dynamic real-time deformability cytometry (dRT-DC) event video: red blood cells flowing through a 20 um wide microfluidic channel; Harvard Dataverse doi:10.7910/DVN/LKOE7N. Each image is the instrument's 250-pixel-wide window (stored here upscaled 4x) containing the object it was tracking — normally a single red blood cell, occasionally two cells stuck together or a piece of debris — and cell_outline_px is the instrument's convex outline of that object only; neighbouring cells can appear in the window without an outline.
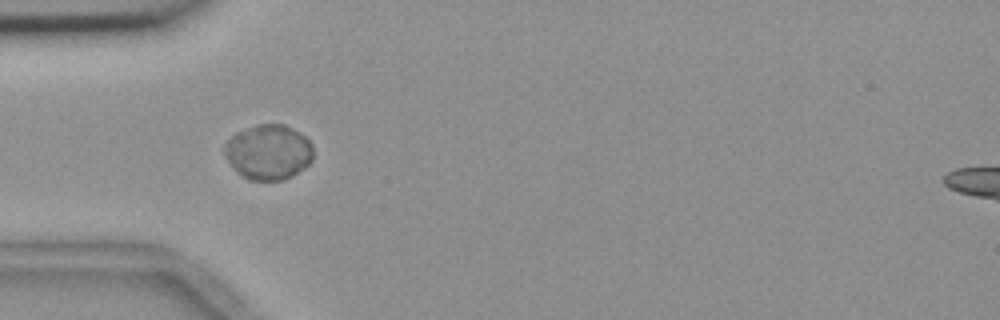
{"species": "common noctule bat (a hibernating species)", "species_latin": "Nyctalus noctula", "temperature_condition": "room temperature", "stored_images_in_passage": 39, "camera_frame_rate_fps": 3000, "um_per_image_px": 0.085, "animal": {"sex": "female", "body_mass_g": 18.4}, "frame": {"image": 1, "passage_image": 1, "time_ms": 0.0, "image_size_px": [1000, 320], "cell_outline_px": [[312, 160], [304, 168], [292, 176], [284, 180], [248, 180], [236, 172], [228, 160], [224, 152], [224, 144], [236, 132], [256, 124], [284, 124], [300, 132], [312, 144]], "centroid_in_image_um": [22.81, 12.93], "position_along_channel_um": 62.2, "area_um2": 28.55}}
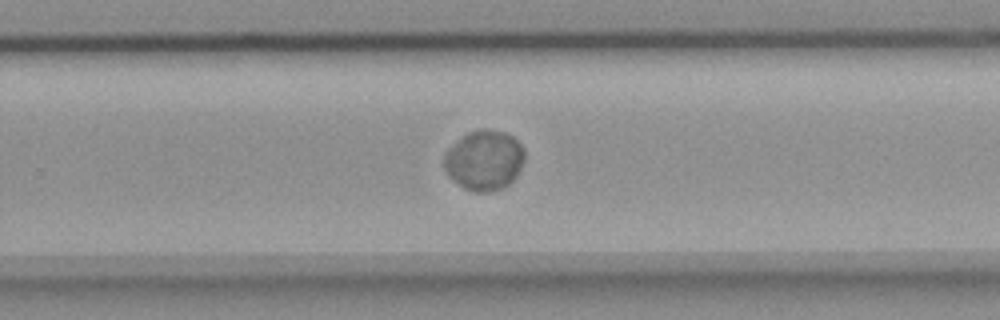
{"frame": {"image": 2, "passage_image": 20, "time_ms": 6.333, "image_size_px": [1000, 320], "cell_outline_px": [[524, 160], [516, 176], [508, 184], [500, 188], [488, 192], [472, 192], [464, 188], [452, 180], [448, 176], [444, 168], [444, 156], [448, 148], [468, 132], [480, 128], [488, 128], [504, 132], [512, 136], [524, 148]], "centroid_in_image_um": [41.14, 13.61], "position_along_channel_um": 288.7, "area_um2": 28.21}}
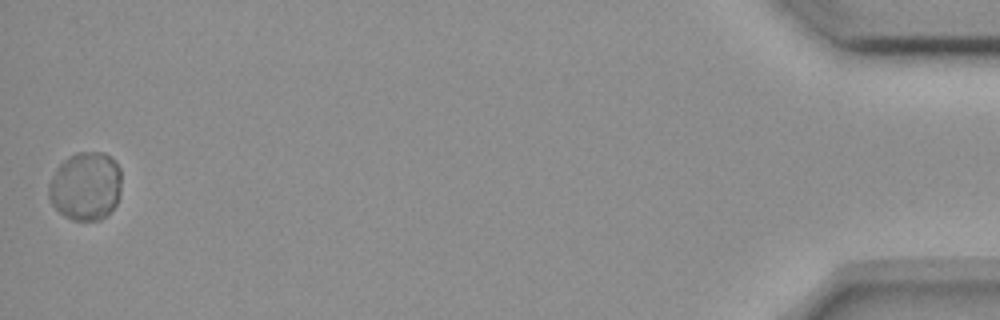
{"frame": {"image": 3, "passage_image": 39, "time_ms": 12.667, "image_size_px": [1000, 320], "cell_outline_px": [[120, 196], [116, 204], [100, 220], [72, 220], [64, 216], [52, 204], [48, 196], [48, 184], [56, 168], [68, 156], [76, 152], [104, 152], [112, 156], [116, 160], [120, 168]], "centroid_in_image_um": [7.28, 15.79], "position_along_channel_um": 427.9, "area_um2": 29.3}, "authors_computed_cell_mechanics": {"area_um2": 28.033, "velocity_mm_per_s": 3.6061, "shape_relaxation_time_tau1_ms": 4.256, "shape_relaxation_time_tau2_ms": null, "deformation_change_tau1": 0.0379, "deformation_change_tau2": null}}